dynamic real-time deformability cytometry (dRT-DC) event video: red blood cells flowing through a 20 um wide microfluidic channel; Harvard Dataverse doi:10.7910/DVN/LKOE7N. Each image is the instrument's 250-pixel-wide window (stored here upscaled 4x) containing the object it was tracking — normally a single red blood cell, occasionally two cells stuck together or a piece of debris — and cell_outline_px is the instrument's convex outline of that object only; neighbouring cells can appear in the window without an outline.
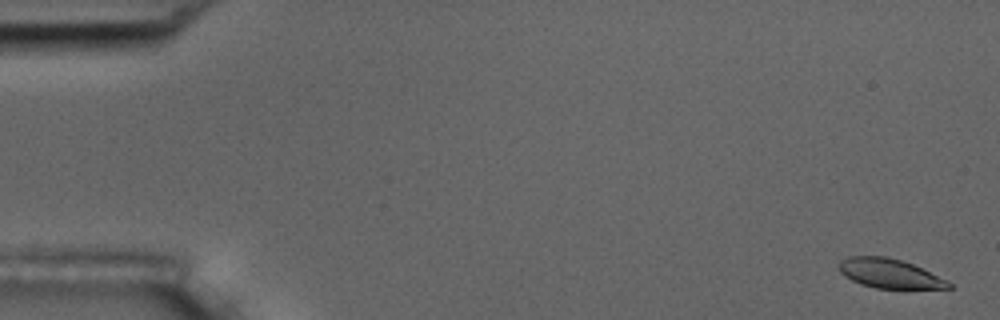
{"species": "common noctule bat (a hibernating species)", "species_latin": "Nyctalus noctula", "temperature_condition": "room temperature", "stored_images_in_passage": 6, "camera_frame_rate_fps": 3000, "um_per_image_px": 0.085, "animal": {"sex": "male", "body_mass_g": 17.5, "forearm_length_mm": 52.3}, "frame": {"image": 1, "passage_image": 1, "time_ms": 0.0, "image_size_px": [1000, 320], "cell_outline_px": [[952, 288], [876, 288], [860, 284], [844, 276], [840, 272], [840, 260], [848, 256], [884, 256], [900, 260], [912, 264], [948, 280], [952, 284]], "centroid_in_image_um": [75.6, 23.24], "position_along_channel_um": 9.4, "area_um2": 18.55}}
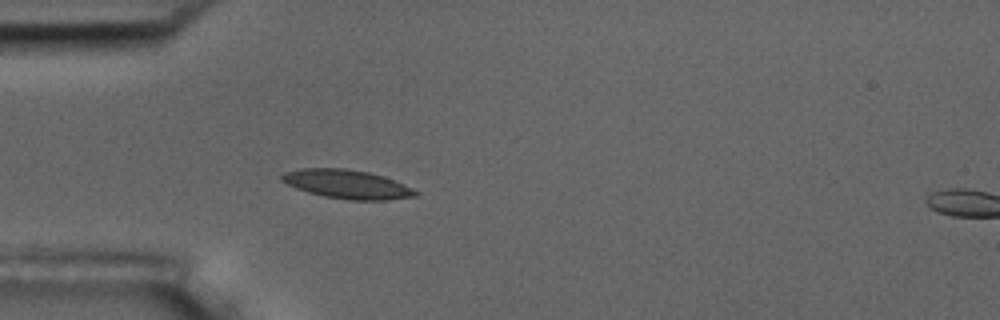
{"frame": {"image": 2, "passage_image": 5, "time_ms": 5.0, "image_size_px": [1000, 320], "cell_outline_px": [[420, 192], [416, 196], [384, 200], [348, 200], [324, 196], [308, 192], [296, 188], [280, 180], [280, 176], [284, 172], [300, 168], [344, 168], [368, 172], [384, 176], [412, 188]], "centroid_in_image_um": [29.48, 15.65], "position_along_channel_um": 55.5, "area_um2": 22.43}}